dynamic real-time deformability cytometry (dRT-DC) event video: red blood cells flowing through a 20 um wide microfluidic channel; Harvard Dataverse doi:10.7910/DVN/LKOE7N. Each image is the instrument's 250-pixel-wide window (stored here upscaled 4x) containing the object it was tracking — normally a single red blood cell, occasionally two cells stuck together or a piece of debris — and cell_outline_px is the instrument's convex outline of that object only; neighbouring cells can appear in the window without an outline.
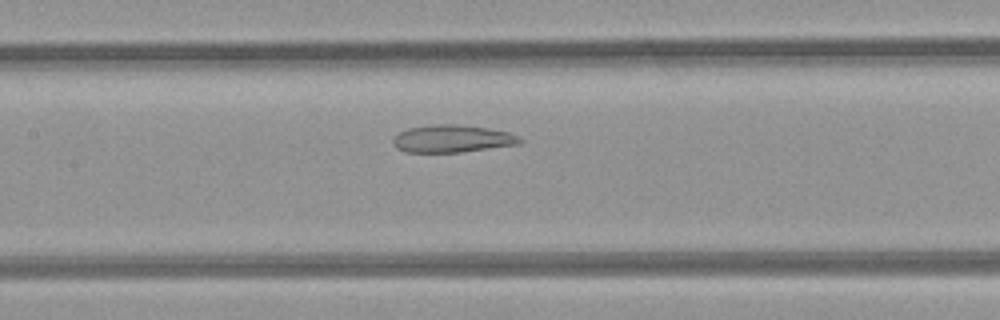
{"species": "common noctule bat (a hibernating species)", "species_latin": "Nyctalus noctula", "temperature_condition": "room temperature", "stored_images_in_passage": 30, "camera_frame_rate_fps": 3000, "um_per_image_px": 0.085, "animal": {"sex": "female", "body_mass_g": 21.9}, "frame": {"image": 1, "passage_image": 8, "time_ms": 2.333, "image_size_px": [1000, 320], "cell_outline_px": [[524, 140], [520, 144], [460, 152], [404, 152], [396, 148], [392, 144], [392, 140], [400, 132], [408, 128], [432, 124], [456, 124], [488, 128], [508, 132]], "centroid_in_image_um": [38.42, 11.79], "position_along_channel_um": 169.0, "area_um2": 20.29}}
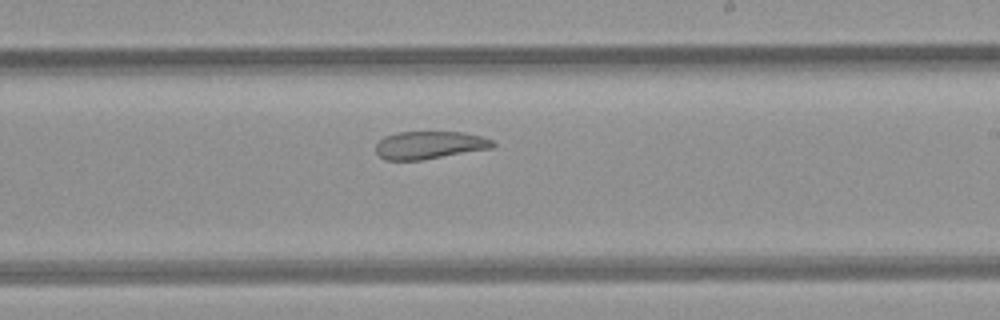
{"frame": {"image": 2, "passage_image": 14, "time_ms": 4.333, "image_size_px": [1000, 320], "cell_outline_px": [[496, 144], [492, 148], [424, 160], [384, 160], [376, 152], [376, 144], [384, 136], [400, 132], [464, 132], [480, 136], [492, 140]], "centroid_in_image_um": [36.51, 12.34], "position_along_channel_um": 252.5, "area_um2": 18.96}}
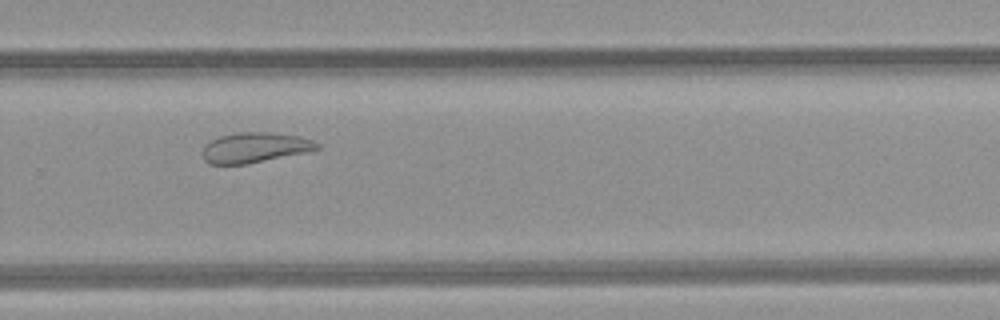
{"frame": {"image": 3, "passage_image": 18, "time_ms": 5.667, "image_size_px": [1000, 320], "cell_outline_px": [[320, 148], [308, 152], [244, 164], [208, 164], [204, 160], [200, 152], [204, 144], [220, 136], [236, 132], [268, 132], [296, 136], [312, 140], [320, 144]], "centroid_in_image_um": [21.61, 12.54], "position_along_channel_um": 308.2, "area_um2": 20.17}, "authors_computed_cell_mechanics": {"area_um2": 21.1837, "velocity_mm_per_s": 4.1942, "shape_relaxation_time_tau1_ms": null, "shape_relaxation_time_tau2_ms": 1.5609, "deformation_change_tau1": null, "deformation_change_tau2": 0.0666}}